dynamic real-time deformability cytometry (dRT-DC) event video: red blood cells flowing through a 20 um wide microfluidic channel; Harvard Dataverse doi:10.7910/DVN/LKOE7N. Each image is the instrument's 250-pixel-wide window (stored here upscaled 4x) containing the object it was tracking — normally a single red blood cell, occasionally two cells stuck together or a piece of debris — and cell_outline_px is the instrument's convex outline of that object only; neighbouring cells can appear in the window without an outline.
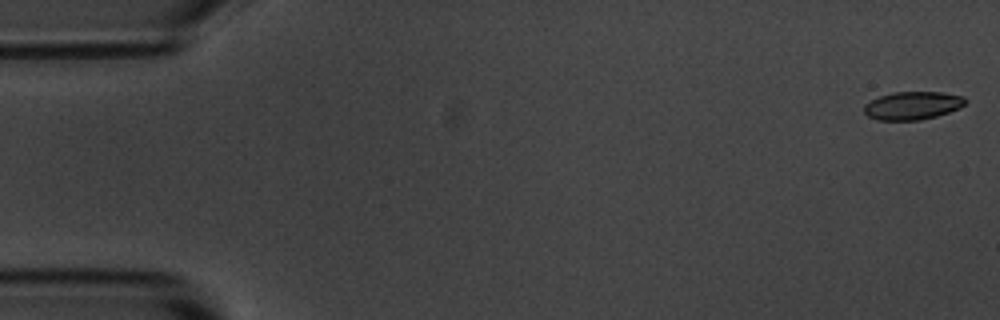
{"species": "common noctule bat (a hibernating species)", "species_latin": "Nyctalus noctula", "temperature_condition": "room temperature", "stored_images_in_passage": 5, "camera_frame_rate_fps": 3000, "um_per_image_px": 0.085, "animal": {"sex": "male", "body_mass_g": 20.1, "forearm_length_mm": 53.5}, "frame": {"image": 1, "passage_image": 1, "time_ms": 0.0, "image_size_px": [1000, 320], "cell_outline_px": [[964, 104], [960, 108], [936, 116], [920, 120], [876, 120], [868, 116], [864, 112], [864, 104], [880, 96], [892, 92], [940, 92], [964, 96]], "centroid_in_image_um": [77.54, 8.97], "position_along_channel_um": 7.5, "area_um2": 16.47}}
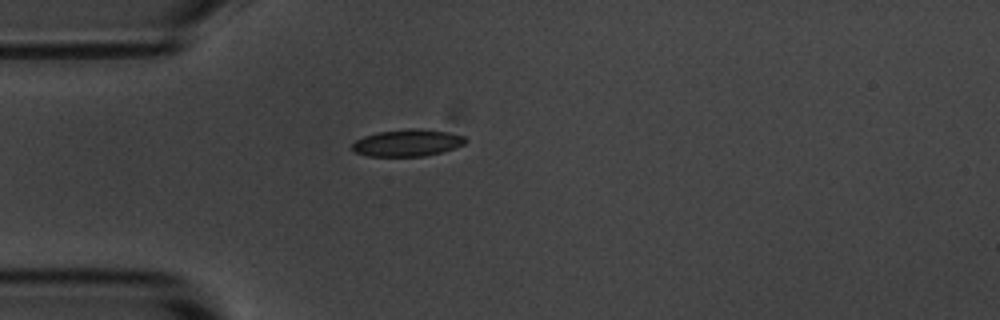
{"frame": {"image": 2, "passage_image": 5, "time_ms": 4.667, "image_size_px": [1000, 320], "cell_outline_px": [[468, 140], [464, 144], [456, 148], [424, 156], [368, 156], [356, 152], [352, 148], [352, 144], [356, 140], [364, 136], [380, 132], [408, 128], [412, 128], [444, 132], [464, 136]], "centroid_in_image_um": [34.63, 12.15], "position_along_channel_um": 50.4, "area_um2": 17.51}}